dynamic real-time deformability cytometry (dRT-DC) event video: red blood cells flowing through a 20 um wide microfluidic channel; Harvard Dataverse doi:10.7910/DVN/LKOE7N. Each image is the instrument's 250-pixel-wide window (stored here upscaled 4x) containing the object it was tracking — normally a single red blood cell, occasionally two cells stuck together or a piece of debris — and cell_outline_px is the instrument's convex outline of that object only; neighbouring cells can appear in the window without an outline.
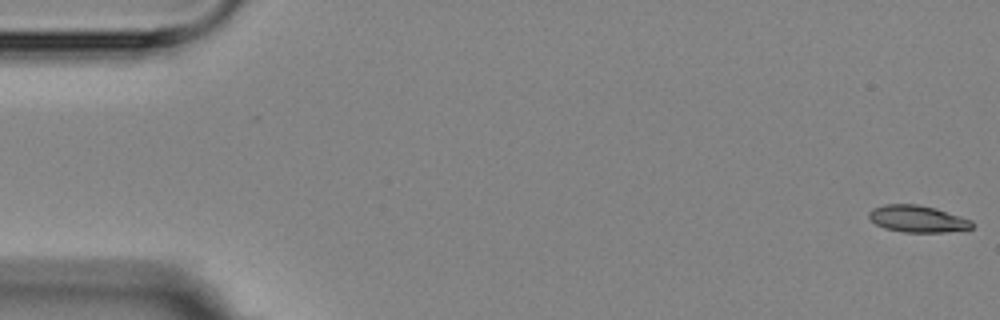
{"species": "Egyptian fruit bat (a non-hibernating species)", "species_latin": "Rousettus aegyptiacus", "temperature_condition": "room temperature", "stored_images_in_passage": 5, "camera_frame_rate_fps": 3000, "um_per_image_px": 0.085, "animal": {"sex": "female"}, "frame": {"image": 1, "passage_image": 1, "time_ms": 0.0, "image_size_px": [1000, 320], "cell_outline_px": [[972, 228], [944, 232], [904, 232], [884, 228], [876, 224], [868, 216], [868, 212], [872, 208], [884, 204], [916, 204], [936, 208], [972, 220]], "centroid_in_image_um": [77.96, 18.59], "position_along_channel_um": 7.0, "area_um2": 16.07}}
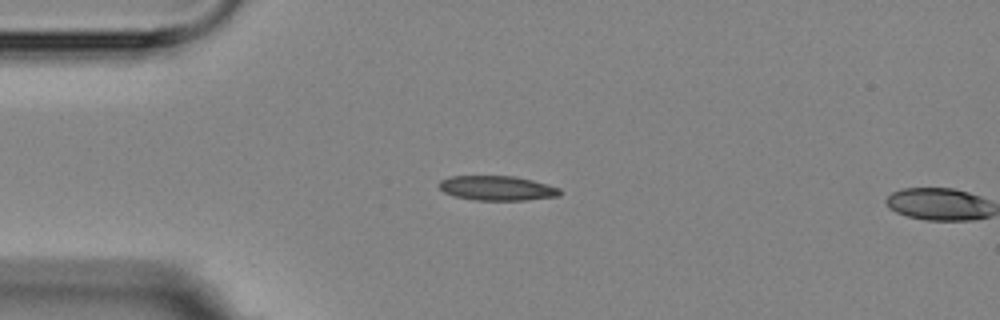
{"frame": {"image": 2, "passage_image": 4, "time_ms": 4.333, "image_size_px": [1000, 320], "cell_outline_px": [[560, 196], [524, 200], [476, 200], [452, 196], [444, 192], [440, 188], [440, 180], [448, 176], [516, 176], [548, 184], [560, 188]], "centroid_in_image_um": [42.25, 15.99], "position_along_channel_um": 42.8, "area_um2": 17.4}}